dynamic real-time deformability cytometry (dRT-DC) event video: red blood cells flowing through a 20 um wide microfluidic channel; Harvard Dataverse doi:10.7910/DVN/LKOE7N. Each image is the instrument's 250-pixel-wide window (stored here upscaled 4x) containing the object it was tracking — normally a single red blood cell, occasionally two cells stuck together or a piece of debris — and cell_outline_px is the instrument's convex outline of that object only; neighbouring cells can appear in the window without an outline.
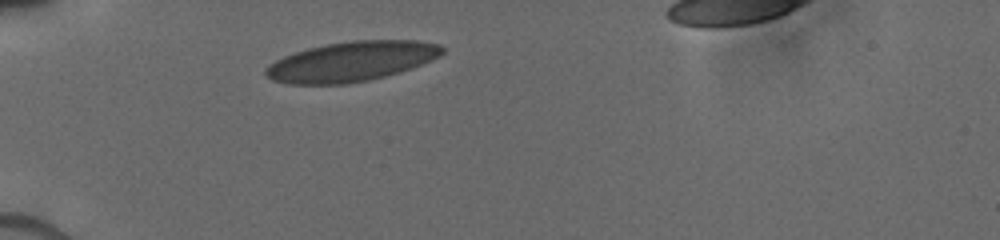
{"species": "human", "species_latin": "Homo sapiens", "temperature_condition": "cold", "stored_images_in_passage": 26, "camera_frame_rate_fps": 3000, "um_per_image_px": 0.085, "donor": {"sex": "male"}, "frame": {"image": 1, "passage_image": 1, "time_ms": 0.0, "image_size_px": [1000, 240], "cell_outline_px": [[444, 52], [440, 56], [420, 64], [384, 76], [368, 80], [344, 84], [288, 84], [272, 80], [264, 76], [264, 68], [276, 60], [284, 56], [308, 48], [328, 44], [352, 40], [416, 40], [440, 44], [444, 48]], "centroid_in_image_um": [29.83, 5.22], "position_along_channel_um": 55.2, "area_um2": 40.69}}
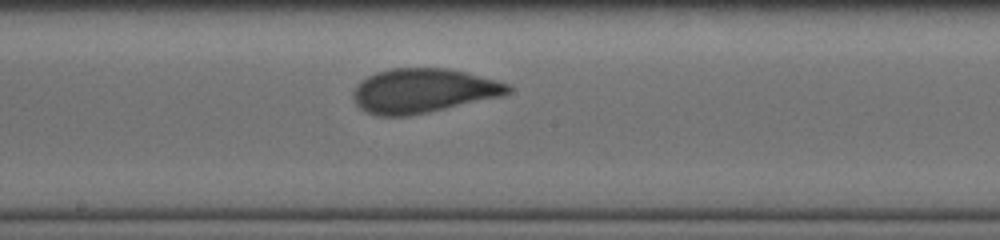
{"frame": {"image": 2, "passage_image": 15, "time_ms": 4.333, "image_size_px": [1000, 240], "cell_outline_px": [[512, 92], [504, 96], [428, 112], [408, 116], [376, 116], [364, 112], [352, 100], [352, 92], [356, 84], [360, 80], [376, 72], [392, 68], [452, 68], [512, 84]], "centroid_in_image_um": [35.97, 7.71], "position_along_channel_um": 212.2, "area_um2": 40.69}}
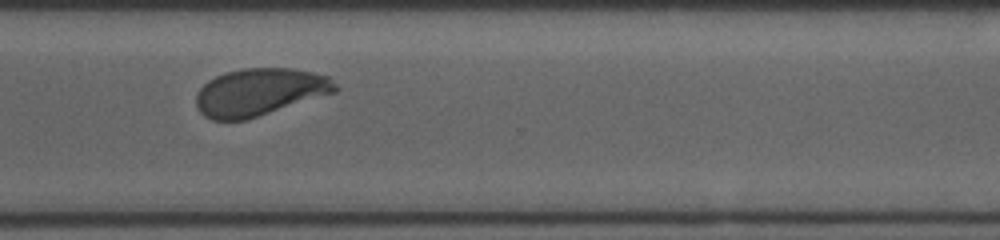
{"frame": {"image": 3, "passage_image": 25, "time_ms": 7.667, "image_size_px": [1000, 240], "cell_outline_px": [[340, 88], [336, 92], [248, 120], [212, 120], [204, 116], [200, 112], [196, 104], [196, 92], [208, 80], [216, 76], [228, 72], [244, 68], [292, 68], [312, 72], [328, 76]], "centroid_in_image_um": [22.07, 7.84], "position_along_channel_um": 348.5, "area_um2": 38.61}}